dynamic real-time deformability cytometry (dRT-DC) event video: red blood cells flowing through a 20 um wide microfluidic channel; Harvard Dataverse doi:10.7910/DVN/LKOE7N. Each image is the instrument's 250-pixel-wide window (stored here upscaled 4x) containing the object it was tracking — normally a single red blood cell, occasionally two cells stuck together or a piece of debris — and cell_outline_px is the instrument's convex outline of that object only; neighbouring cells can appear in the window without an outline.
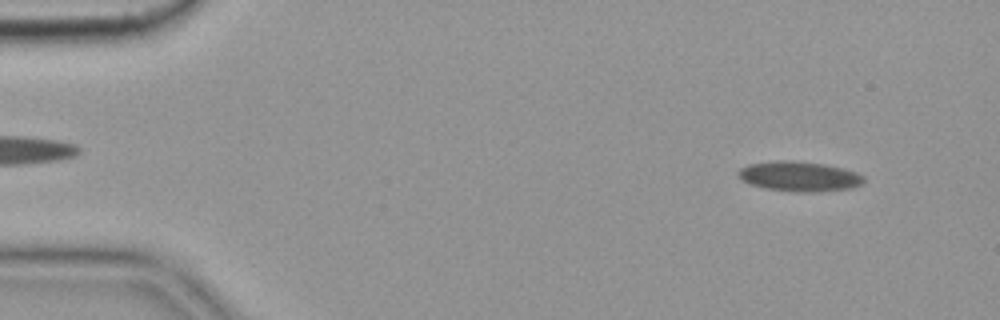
{"species": "common noctule bat (a hibernating species)", "species_latin": "Nyctalus noctula", "temperature_condition": "cold", "stored_images_in_passage": 4, "camera_frame_rate_fps": 3000, "um_per_image_px": 0.085, "animal": {"sex": "female", "body_mass_g": 19.9}, "frame": {"image": 1, "passage_image": 1, "time_ms": 0.0, "image_size_px": [1000, 320], "cell_outline_px": [[864, 180], [860, 184], [852, 188], [816, 192], [796, 192], [768, 188], [752, 184], [740, 180], [736, 172], [740, 168], [748, 164], [780, 160], [792, 160], [824, 164], [856, 172], [864, 176]], "centroid_in_image_um": [67.91, 14.99], "position_along_channel_um": 17.1, "area_um2": 21.79}}